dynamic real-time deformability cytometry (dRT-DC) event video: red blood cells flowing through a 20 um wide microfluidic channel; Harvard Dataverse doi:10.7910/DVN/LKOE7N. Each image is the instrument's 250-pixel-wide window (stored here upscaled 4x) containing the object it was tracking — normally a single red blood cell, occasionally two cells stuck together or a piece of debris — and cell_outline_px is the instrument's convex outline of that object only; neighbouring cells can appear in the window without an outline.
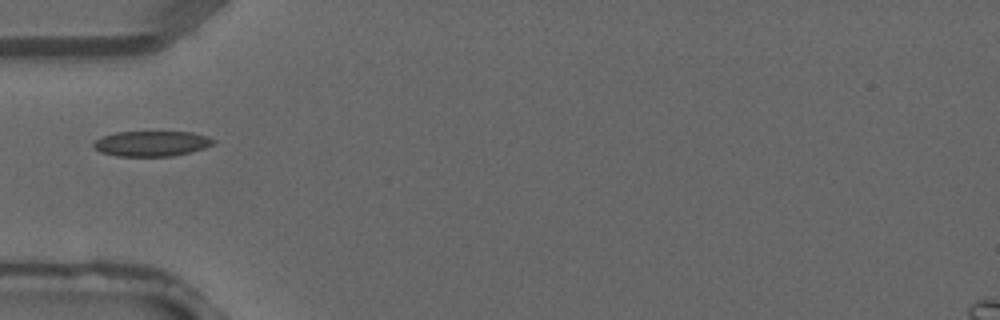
{"species": "common noctule bat (a hibernating species)", "species_latin": "Nyctalus noctula", "temperature_condition": "warm", "stored_images_in_passage": 1, "camera_frame_rate_fps": 3000, "um_per_image_px": 0.085, "animal": {"sex": "male", "forearm_length_mm": 52.5}, "frame": {"image": 1, "passage_image": 1, "time_ms": 0.0, "image_size_px": [1000, 320], "cell_outline_px": [[216, 144], [204, 148], [172, 156], [116, 156], [100, 152], [92, 148], [92, 144], [96, 140], [104, 136], [116, 132], [192, 132], [208, 136], [216, 140]], "centroid_in_image_um": [12.89, 12.2], "position_along_channel_um": 72.1, "area_um2": 17.74}}